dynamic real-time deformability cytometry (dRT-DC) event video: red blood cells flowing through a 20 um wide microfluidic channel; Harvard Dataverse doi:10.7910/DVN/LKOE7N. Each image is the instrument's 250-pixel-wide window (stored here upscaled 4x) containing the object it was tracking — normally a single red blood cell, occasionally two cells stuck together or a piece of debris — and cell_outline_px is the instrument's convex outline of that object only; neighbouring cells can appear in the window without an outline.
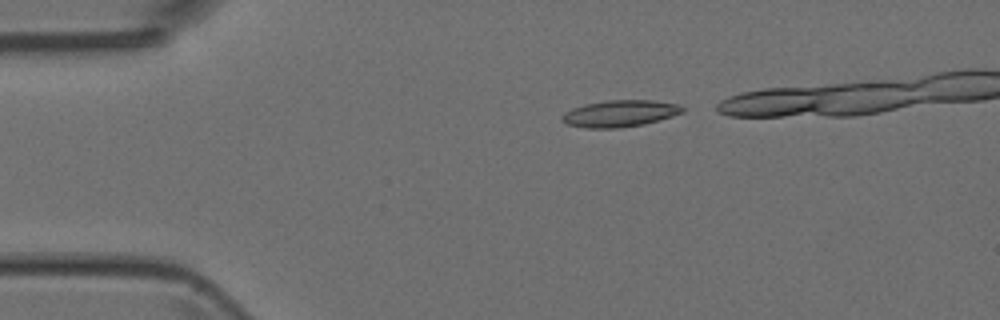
{"species": "Egyptian fruit bat (a non-hibernating species)", "species_latin": "Rousettus aegyptiacus", "temperature_condition": "room temperature", "stored_images_in_passage": 4, "camera_frame_rate_fps": 3000, "um_per_image_px": 0.085, "animal": {"sex": "female"}, "frame": {"image": 1, "passage_image": 1, "time_ms": 0.0, "image_size_px": [1000, 320], "cell_outline_px": [[684, 112], [672, 116], [644, 124], [620, 128], [588, 128], [568, 124], [560, 120], [560, 116], [564, 112], [572, 108], [584, 104], [608, 100], [656, 100], [680, 104], [684, 108]], "centroid_in_image_um": [52.69, 9.64], "position_along_channel_um": 32.3, "area_um2": 18.9}}
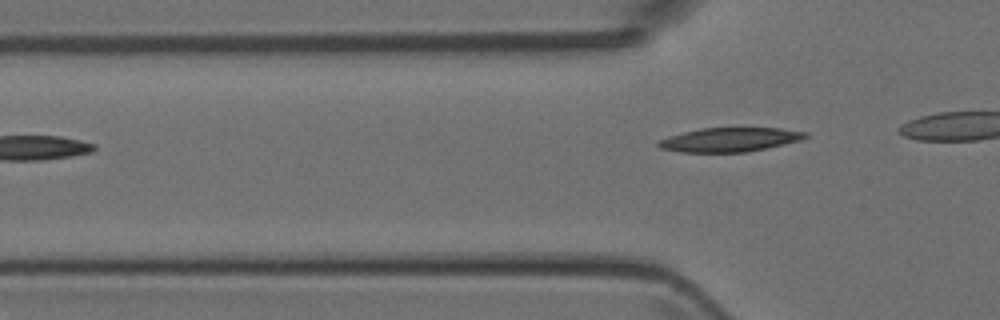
{"frame": {"image": 2, "passage_image": 4, "time_ms": 3.333, "image_size_px": [1000, 320], "cell_outline_px": [[808, 136], [800, 140], [764, 148], [744, 152], [680, 152], [660, 148], [656, 144], [660, 140], [668, 136], [700, 128], [780, 128], [808, 132]], "centroid_in_image_um": [62.0, 11.86], "position_along_channel_um": 63.8, "area_um2": 20.4}}